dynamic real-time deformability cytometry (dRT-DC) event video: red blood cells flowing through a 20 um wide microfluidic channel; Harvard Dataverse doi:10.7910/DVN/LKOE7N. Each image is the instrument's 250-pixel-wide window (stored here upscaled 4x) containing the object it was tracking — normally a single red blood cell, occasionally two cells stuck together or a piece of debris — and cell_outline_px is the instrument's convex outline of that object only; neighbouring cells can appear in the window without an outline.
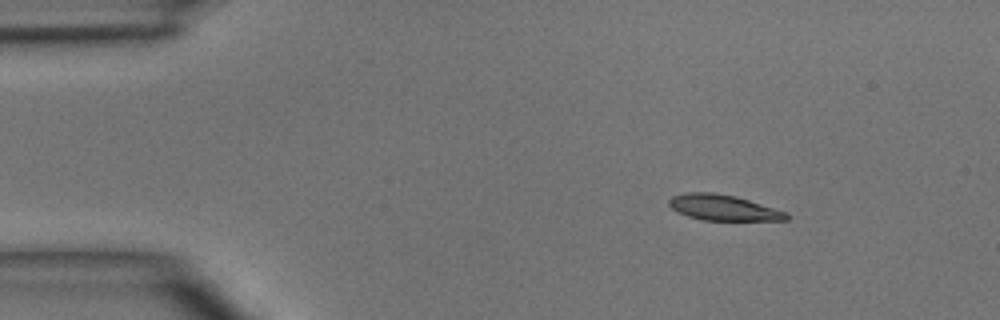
{"species": "common noctule bat (a hibernating species)", "species_latin": "Nyctalus noctula", "temperature_condition": "room temperature", "stored_images_in_passage": 3, "camera_frame_rate_fps": 3000, "um_per_image_px": 0.085, "animal": {"sex": "male", "body_mass_g": 15.6}, "frame": {"image": 1, "passage_image": 1, "time_ms": 0.0, "image_size_px": [1000, 320], "cell_outline_px": [[788, 220], [704, 220], [688, 216], [672, 208], [668, 204], [668, 200], [672, 196], [688, 192], [712, 192], [736, 196], [788, 212]], "centroid_in_image_um": [61.49, 17.64], "position_along_channel_um": 23.5, "area_um2": 17.46}}
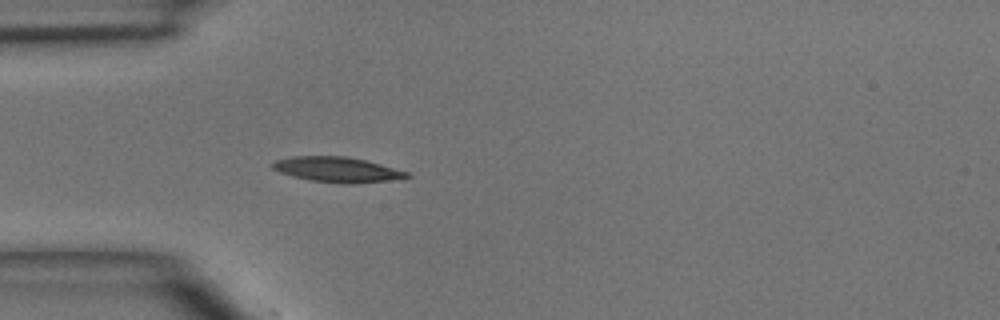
{"frame": {"image": 2, "passage_image": 3, "time_ms": 2.333, "image_size_px": [1000, 320], "cell_outline_px": [[412, 176], [384, 180], [352, 184], [340, 184], [312, 180], [292, 176], [280, 172], [272, 168], [268, 164], [276, 160], [292, 156], [348, 156], [380, 164], [408, 172]], "centroid_in_image_um": [28.59, 14.4], "position_along_channel_um": 56.4, "area_um2": 19.54}}